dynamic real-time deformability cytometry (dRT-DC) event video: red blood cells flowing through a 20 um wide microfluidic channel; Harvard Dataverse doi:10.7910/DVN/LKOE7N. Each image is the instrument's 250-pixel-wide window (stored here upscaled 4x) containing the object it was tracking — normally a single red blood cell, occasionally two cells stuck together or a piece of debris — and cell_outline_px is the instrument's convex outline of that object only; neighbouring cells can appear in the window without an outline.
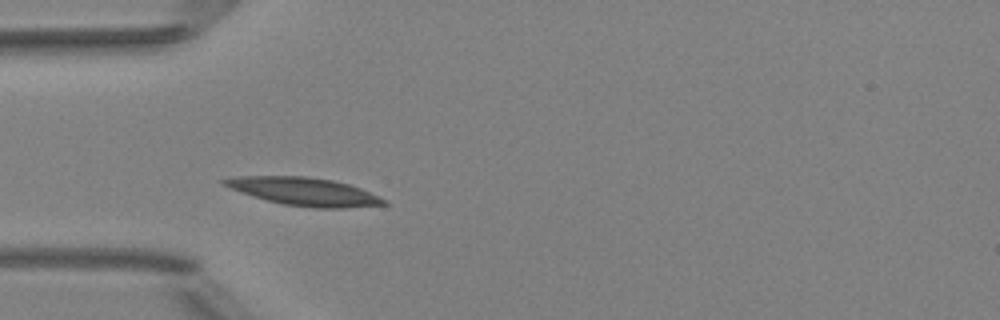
{"species": "Egyptian fruit bat (a non-hibernating species)", "species_latin": "Rousettus aegyptiacus", "temperature_condition": "room temperature", "stored_images_in_passage": 3, "camera_frame_rate_fps": 3000, "um_per_image_px": 0.085, "animal": {"sex": "female"}, "frame": {"image": 1, "passage_image": 3, "time_ms": 2.0, "image_size_px": [1000, 320], "cell_outline_px": [[388, 204], [344, 208], [316, 208], [284, 204], [268, 200], [240, 192], [220, 184], [220, 180], [236, 176], [308, 176], [332, 180], [348, 184], [360, 188], [388, 200]], "centroid_in_image_um": [25.85, 16.27], "position_along_channel_um": 59.2, "area_um2": 25.95}}